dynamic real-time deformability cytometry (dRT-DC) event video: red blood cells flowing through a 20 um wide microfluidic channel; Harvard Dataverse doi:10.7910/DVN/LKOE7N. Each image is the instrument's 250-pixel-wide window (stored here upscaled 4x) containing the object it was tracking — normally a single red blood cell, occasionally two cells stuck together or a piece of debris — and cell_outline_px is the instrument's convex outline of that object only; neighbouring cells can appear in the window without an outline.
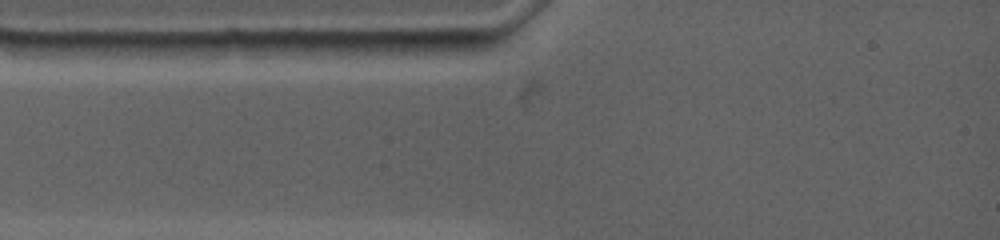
{"species": "common noctule bat (a hibernating species)", "species_latin": "Nyctalus noctula", "temperature_condition": "warm", "stored_images_in_passage": 3, "camera_frame_rate_fps": 4500, "um_per_image_px": 0.085, "animal": {"sex": "female", "body_mass_g": 19.0, "forearm_length_mm": 53.3}, "frame": {"image": 1, "passage_image": 1, "time_ms": 0.0, "image_size_px": [1000, 240], "cell_outline_px": [[496, 44], [488, 48], [436, 56], [356, 60], [360, 48], [364, 44], [372, 40], [484, 40]], "centroid_in_image_um": [35.49, 4.1], "position_along_channel_um": 49.5, "area_um2": 14.39}}